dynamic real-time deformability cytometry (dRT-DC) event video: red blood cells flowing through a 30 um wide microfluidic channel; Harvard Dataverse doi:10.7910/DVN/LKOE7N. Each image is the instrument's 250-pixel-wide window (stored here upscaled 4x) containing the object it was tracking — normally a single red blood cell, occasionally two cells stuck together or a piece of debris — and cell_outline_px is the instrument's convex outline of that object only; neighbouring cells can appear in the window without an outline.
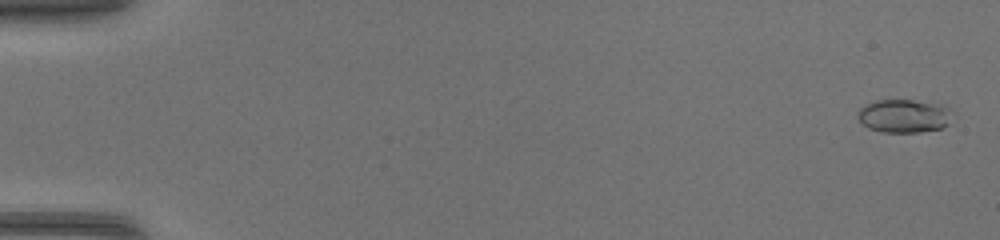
{"species": "common noctule bat (a hibernating species)", "species_latin": "Nyctalus noctula", "temperature_condition": "warm", "stored_images_in_passage": 47, "camera_frame_rate_fps": 3000, "um_per_image_px": 0.085, "animal": {"sex": "female", "body_mass_g": 17.0, "forearm_length_mm": 48.0}, "frame": {"image": 1, "passage_image": 2, "time_ms": 0.333, "image_size_px": [1000, 240], "cell_outline_px": [[956, 112], [948, 124], [940, 128], [920, 132], [884, 132], [868, 128], [856, 116], [860, 108], [872, 100], [912, 100], [944, 104], [952, 108]], "centroid_in_image_um": [76.91, 9.83], "position_along_channel_um": 8.1, "area_um2": 18.79}}
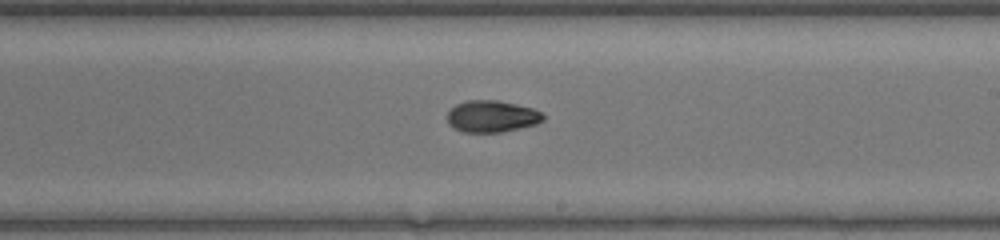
{"frame": {"image": 2, "passage_image": 29, "time_ms": 9.333, "image_size_px": [1000, 240], "cell_outline_px": [[544, 120], [536, 124], [504, 132], [464, 132], [452, 128], [448, 124], [448, 112], [456, 104], [468, 100], [496, 100], [516, 104], [532, 108], [540, 112], [544, 116]], "centroid_in_image_um": [41.79, 9.9], "position_along_channel_um": 247.2, "area_um2": 17.74}}
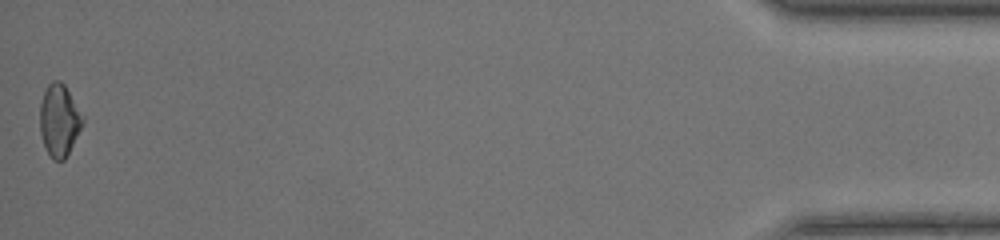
{"frame": {"image": 3, "passage_image": 47, "time_ms": 15.333, "image_size_px": [1000, 240], "cell_outline_px": [[84, 120], [64, 160], [52, 160], [44, 144], [40, 132], [40, 104], [44, 92], [48, 84], [52, 80], [60, 80], [64, 84], [84, 116]], "centroid_in_image_um": [5.02, 10.19], "position_along_channel_um": 430.2, "area_um2": 17.69}}